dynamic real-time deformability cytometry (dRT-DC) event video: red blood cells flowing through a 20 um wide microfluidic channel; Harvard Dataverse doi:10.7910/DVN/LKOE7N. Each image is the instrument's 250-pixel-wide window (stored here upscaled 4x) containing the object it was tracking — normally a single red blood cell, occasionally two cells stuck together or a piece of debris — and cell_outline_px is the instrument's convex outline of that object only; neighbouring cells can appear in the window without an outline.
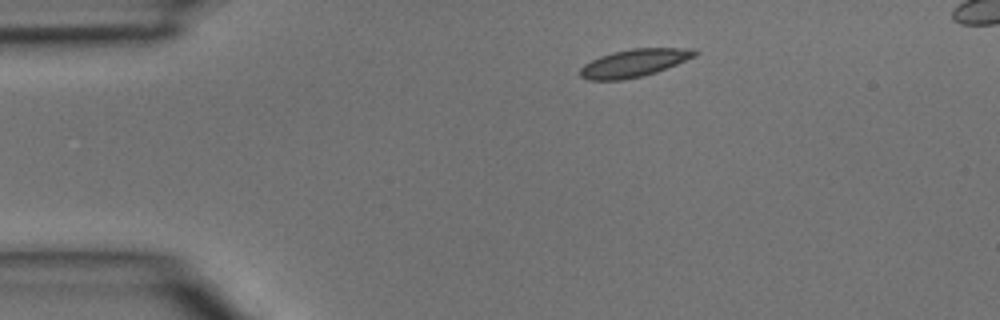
{"species": "common noctule bat (a hibernating species)", "species_latin": "Nyctalus noctula", "temperature_condition": "room temperature", "stored_images_in_passage": 3, "camera_frame_rate_fps": 3000, "um_per_image_px": 0.085, "animal": {"sex": "male", "body_mass_g": 15.6}, "frame": {"image": 1, "passage_image": 1, "time_ms": 0.0, "image_size_px": [1000, 320], "cell_outline_px": [[700, 52], [696, 56], [656, 72], [644, 76], [624, 80], [588, 80], [580, 76], [580, 68], [584, 64], [600, 56], [612, 52], [632, 48], [696, 48]], "centroid_in_image_um": [53.92, 5.35], "position_along_channel_um": 31.1, "area_um2": 18.67}}